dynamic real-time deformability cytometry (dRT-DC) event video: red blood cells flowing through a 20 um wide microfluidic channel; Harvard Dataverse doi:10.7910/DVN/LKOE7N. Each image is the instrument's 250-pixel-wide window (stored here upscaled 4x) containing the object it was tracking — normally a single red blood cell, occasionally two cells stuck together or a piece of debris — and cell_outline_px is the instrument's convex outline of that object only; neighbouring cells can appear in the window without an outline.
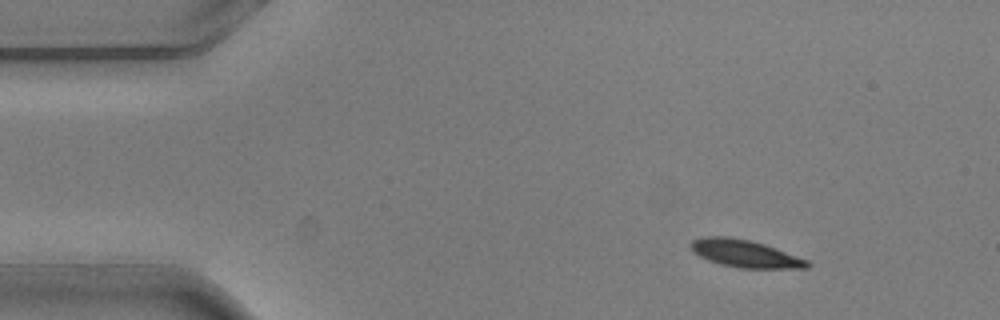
{"species": "common noctule bat (a hibernating species)", "species_latin": "Nyctalus noctula", "temperature_condition": "warm", "stored_images_in_passage": 6, "camera_frame_rate_fps": 3000, "um_per_image_px": 0.085, "animal": {"sex": "male", "body_mass_g": 20.5, "forearm_length_mm": 52.5}, "frame": {"image": 1, "passage_image": 1, "time_ms": 0.0, "image_size_px": [1000, 320], "cell_outline_px": [[812, 264], [808, 268], [740, 268], [720, 264], [708, 260], [692, 252], [688, 244], [692, 240], [704, 236], [728, 236], [748, 240], [764, 244], [776, 248], [808, 260]], "centroid_in_image_um": [63.3, 21.55], "position_along_channel_um": 21.7, "area_um2": 18.73}}
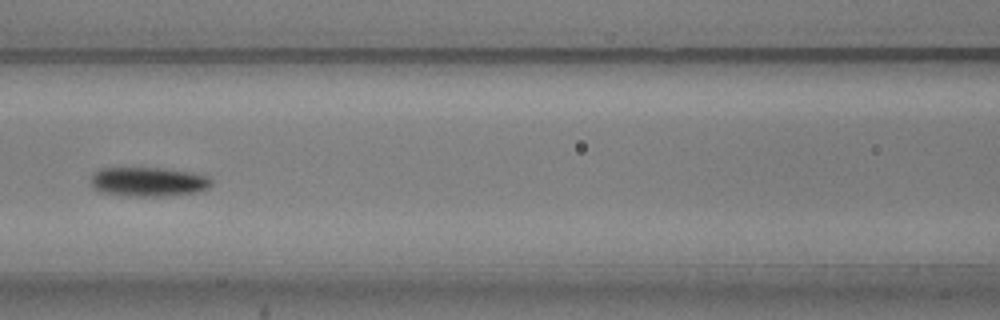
{"frame": {"image": 2, "passage_image": 6, "time_ms": 1.667, "image_size_px": [1000, 320], "cell_outline_px": [[212, 184], [208, 188], [196, 192], [164, 196], [132, 196], [100, 192], [92, 188], [92, 172], [100, 168], [160, 168], [192, 172], [208, 176], [212, 180]], "centroid_in_image_um": [12.6, 15.44], "position_along_channel_um": 154.0, "area_um2": 20.63}}